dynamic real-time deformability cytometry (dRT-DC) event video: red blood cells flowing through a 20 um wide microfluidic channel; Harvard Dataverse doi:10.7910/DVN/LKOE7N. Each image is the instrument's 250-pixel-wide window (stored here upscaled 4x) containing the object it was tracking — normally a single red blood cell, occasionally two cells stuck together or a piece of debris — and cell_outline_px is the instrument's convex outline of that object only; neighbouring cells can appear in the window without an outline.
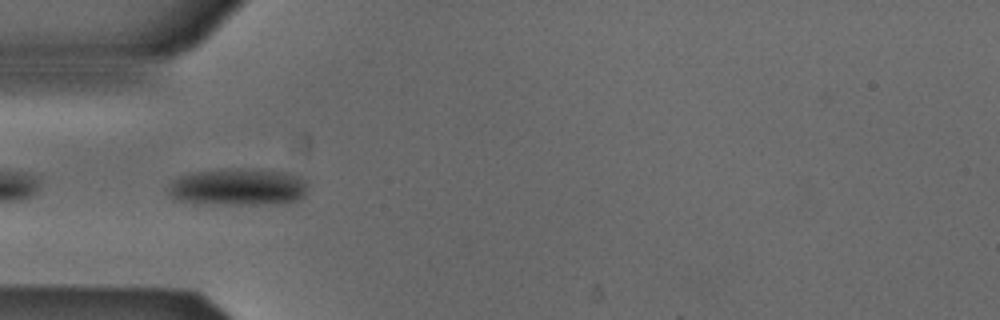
{"species": "Egyptian fruit bat (a non-hibernating species)", "species_latin": "Rousettus aegyptiacus", "temperature_condition": "cold", "stored_images_in_passage": 38, "camera_frame_rate_fps": 3000, "um_per_image_px": 0.085, "animal": {"sex": "male"}, "frame": {"image": 1, "passage_image": 2, "time_ms": 0.333, "image_size_px": [1000, 320], "cell_outline_px": [[308, 184], [304, 196], [300, 200], [284, 204], [212, 204], [176, 200], [168, 196], [168, 184], [172, 180], [180, 176], [196, 172], [284, 172], [300, 176], [308, 180]], "centroid_in_image_um": [20.27, 15.97], "position_along_channel_um": 64.7, "area_um2": 29.25}}
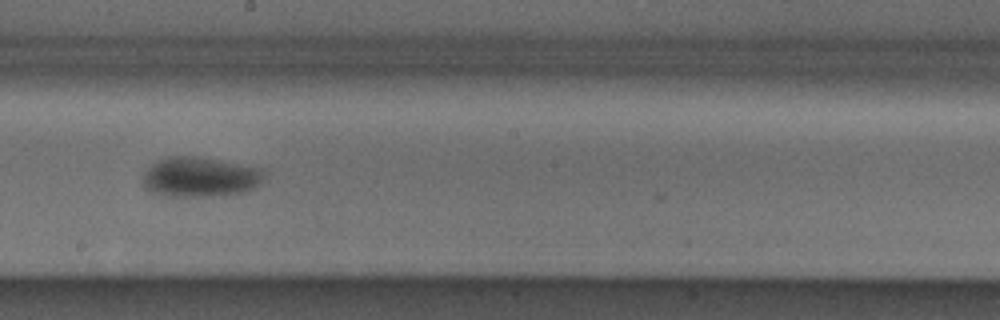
{"frame": {"image": 2, "passage_image": 15, "time_ms": 4.667, "image_size_px": [1000, 320], "cell_outline_px": [[264, 176], [260, 184], [256, 188], [244, 192], [212, 196], [172, 196], [152, 192], [144, 188], [140, 180], [144, 172], [156, 160], [168, 156], [192, 156], [216, 160], [260, 168], [264, 172]], "centroid_in_image_um": [16.96, 15.05], "position_along_channel_um": 231.2, "area_um2": 28.21}}
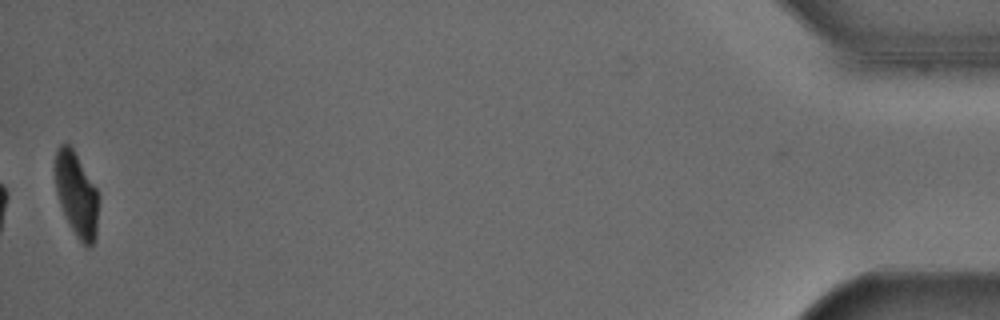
{"frame": {"image": 3, "passage_image": 38, "time_ms": 12.333, "image_size_px": [1000, 320], "cell_outline_px": [[100, 200], [96, 236], [92, 248], [84, 248], [76, 236], [60, 204], [56, 192], [56, 152], [60, 144], [68, 144], [72, 148], [96, 188]], "centroid_in_image_um": [6.55, 16.62], "position_along_channel_um": 428.6, "area_um2": 21.21}, "authors_computed_cell_mechanics": {"area_um2": 27.4839, "velocity_mm_per_s": 3.8619, "shape_relaxation_time_tau1_ms": 4.6929, "shape_relaxation_time_tau2_ms": 2.6345, "deformation_change_tau1": 0.1141, "deformation_change_tau2": 0.044}}